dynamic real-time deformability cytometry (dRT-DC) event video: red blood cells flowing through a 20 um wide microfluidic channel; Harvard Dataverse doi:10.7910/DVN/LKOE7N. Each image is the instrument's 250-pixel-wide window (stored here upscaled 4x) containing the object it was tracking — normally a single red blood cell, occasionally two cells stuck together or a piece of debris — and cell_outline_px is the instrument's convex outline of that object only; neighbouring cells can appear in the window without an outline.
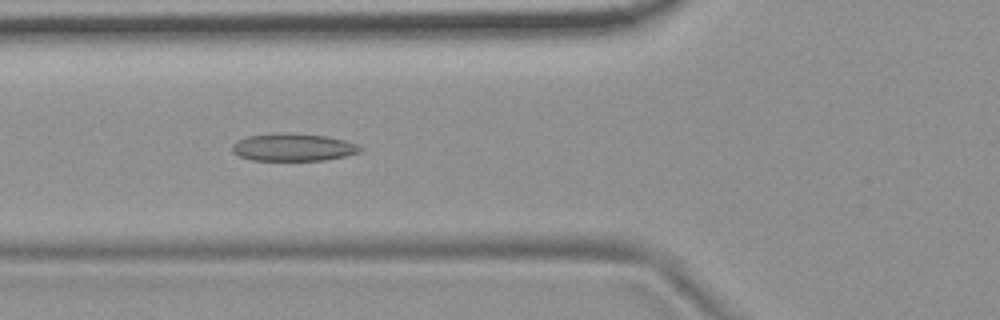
{"species": "common noctule bat (a hibernating species)", "species_latin": "Nyctalus noctula", "temperature_condition": "room temperature", "stored_images_in_passage": 8, "camera_frame_rate_fps": 3000, "um_per_image_px": 0.085, "animal": {"sex": "female", "body_mass_g": 19.9}, "frame": {"image": 1, "passage_image": 6, "time_ms": 1.667, "image_size_px": [1000, 320], "cell_outline_px": [[364, 148], [360, 152], [344, 156], [324, 160], [252, 160], [240, 156], [232, 152], [232, 144], [236, 140], [248, 136], [276, 132], [292, 132], [328, 136], [344, 140], [356, 144]], "centroid_in_image_um": [24.9, 12.5], "position_along_channel_um": 100.9, "area_um2": 20.81}}
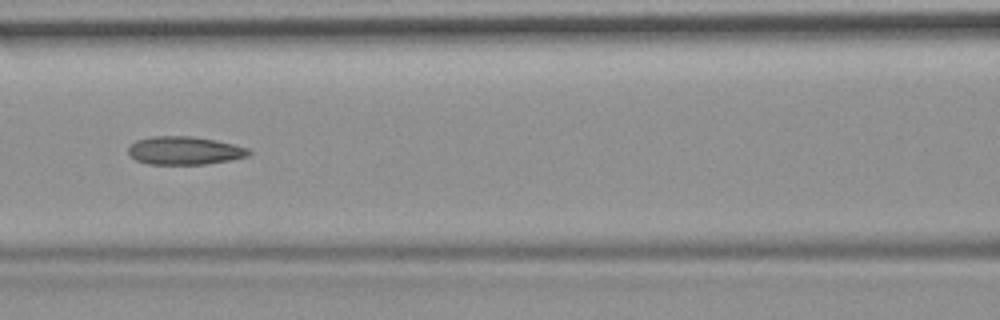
{"frame": {"image": 2, "passage_image": 7, "time_ms": 2.0, "image_size_px": [1000, 320], "cell_outline_px": [[252, 152], [248, 156], [228, 160], [204, 164], [148, 164], [136, 160], [128, 156], [128, 144], [136, 140], [152, 136], [192, 136], [216, 140], [248, 148]], "centroid_in_image_um": [15.62, 12.79], "position_along_channel_um": 151.0, "area_um2": 19.88}}
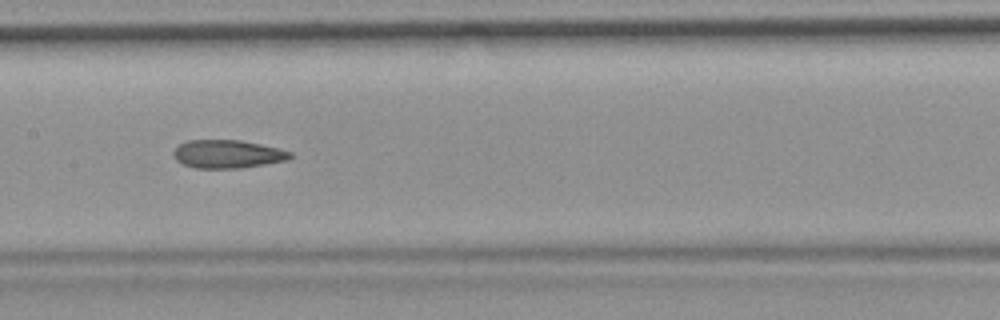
{"frame": {"image": 3, "passage_image": 8, "time_ms": 2.333, "image_size_px": [1000, 320], "cell_outline_px": [[296, 156], [288, 160], [240, 168], [196, 168], [184, 164], [176, 160], [172, 152], [180, 144], [188, 140], [240, 140], [280, 148], [292, 152]], "centroid_in_image_um": [19.39, 13.09], "position_along_channel_um": 188.0, "area_um2": 19.25}}